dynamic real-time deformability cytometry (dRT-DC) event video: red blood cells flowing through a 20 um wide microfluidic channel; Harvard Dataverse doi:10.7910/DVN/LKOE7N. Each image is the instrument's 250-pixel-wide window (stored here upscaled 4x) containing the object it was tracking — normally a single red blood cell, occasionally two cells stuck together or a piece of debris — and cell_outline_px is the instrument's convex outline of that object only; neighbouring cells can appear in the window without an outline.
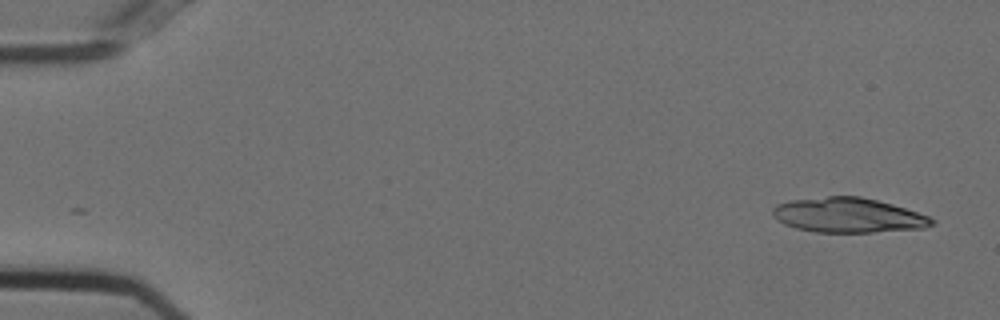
{"species": "Egyptian fruit bat (a non-hibernating species)", "species_latin": "Rousettus aegyptiacus", "temperature_condition": "cold", "stored_images_in_passage": 14, "camera_frame_rate_fps": 3000, "um_per_image_px": 0.085, "animal": {"sex": "female"}, "frame": {"image": 1, "passage_image": 1, "time_ms": 0.0, "image_size_px": [1000, 320], "cell_outline_px": [[936, 224], [924, 228], [872, 232], [816, 232], [796, 228], [784, 224], [776, 220], [772, 216], [772, 208], [776, 204], [792, 200], [828, 196], [860, 196], [892, 204], [928, 216], [936, 220]], "centroid_in_image_um": [72.08, 18.29], "position_along_channel_um": 12.9, "area_um2": 32.25}}